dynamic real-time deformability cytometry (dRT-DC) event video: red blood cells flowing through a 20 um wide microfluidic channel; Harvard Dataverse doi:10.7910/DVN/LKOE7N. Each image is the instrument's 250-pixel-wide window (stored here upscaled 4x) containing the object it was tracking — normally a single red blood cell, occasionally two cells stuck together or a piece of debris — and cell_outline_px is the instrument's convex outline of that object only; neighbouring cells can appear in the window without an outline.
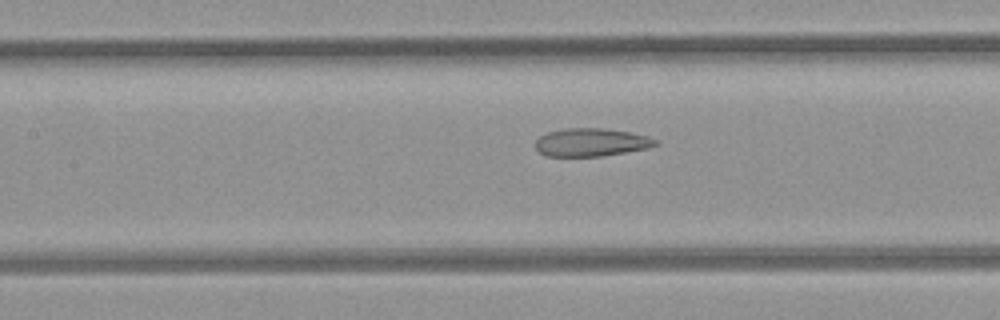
{"species": "common noctule bat (a hibernating species)", "species_latin": "Nyctalus noctula", "temperature_condition": "room temperature", "stored_images_in_passage": 29, "segment_of_instrument_passage": [1, 2], "camera_frame_rate_fps": 3000, "um_per_image_px": 0.085, "animal": {"sex": "female", "body_mass_g": 21.9}, "frame": {"image": 1, "passage_image": 11, "time_ms": 3.333, "image_size_px": [1000, 320], "cell_outline_px": [[660, 144], [648, 148], [600, 156], [544, 156], [536, 148], [536, 140], [540, 136], [548, 132], [564, 128], [604, 128], [628, 132], [648, 136], [656, 140]], "centroid_in_image_um": [50.24, 12.09], "position_along_channel_um": 157.2, "area_um2": 19.54}}
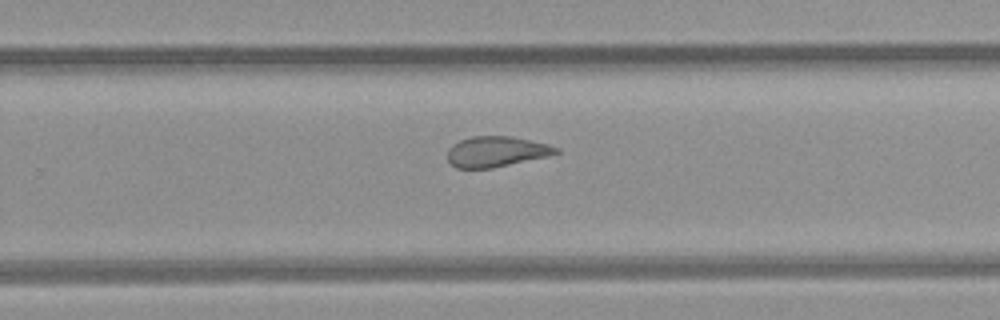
{"frame": {"image": 2, "passage_image": 21, "time_ms": 6.667, "image_size_px": [1000, 320], "cell_outline_px": [[560, 152], [548, 156], [492, 168], [456, 168], [448, 160], [448, 148], [452, 144], [460, 140], [472, 136], [512, 136], [548, 144], [560, 148]], "centroid_in_image_um": [42.19, 12.88], "position_along_channel_um": 287.6, "area_um2": 19.31}}
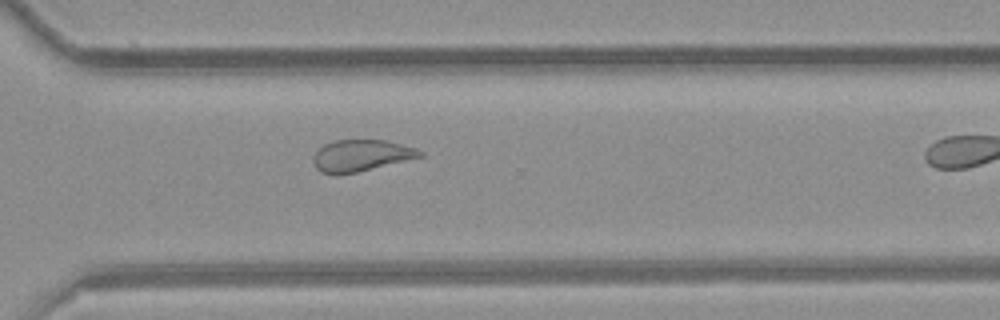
{"frame": {"image": 3, "passage_image": 25, "time_ms": 8.0, "image_size_px": [1000, 320], "cell_outline_px": [[424, 156], [356, 172], [336, 176], [320, 172], [316, 168], [312, 160], [316, 152], [324, 144], [336, 140], [384, 140], [416, 148], [424, 152]], "centroid_in_image_um": [30.67, 13.23], "position_along_channel_um": 339.9, "area_um2": 19.59}}